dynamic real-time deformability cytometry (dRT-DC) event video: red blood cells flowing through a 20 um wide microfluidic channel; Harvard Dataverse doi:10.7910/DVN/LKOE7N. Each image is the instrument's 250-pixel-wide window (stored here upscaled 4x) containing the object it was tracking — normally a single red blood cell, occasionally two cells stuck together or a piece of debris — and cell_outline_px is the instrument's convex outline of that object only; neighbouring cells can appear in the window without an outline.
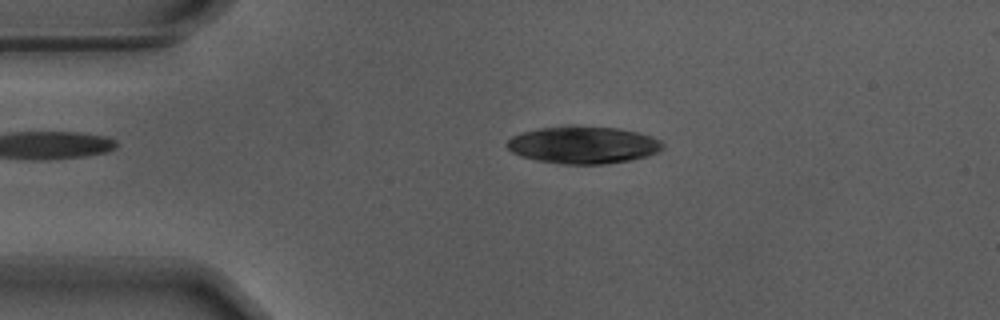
{"species": "Egyptian fruit bat (a non-hibernating species)", "species_latin": "Rousettus aegyptiacus", "temperature_condition": "warm", "stored_images_in_passage": 44, "camera_frame_rate_fps": 3000, "um_per_image_px": 0.085, "animal": {"sex": "male"}, "frame": {"image": 1, "passage_image": 1, "time_ms": 0.0, "image_size_px": [1000, 320], "cell_outline_px": [[664, 148], [648, 156], [628, 160], [604, 164], [564, 164], [536, 160], [520, 156], [512, 152], [504, 144], [512, 136], [524, 132], [540, 128], [568, 124], [572, 124], [620, 128], [652, 136], [660, 140], [664, 144]], "centroid_in_image_um": [49.56, 12.3], "position_along_channel_um": 35.4, "area_um2": 34.28}}